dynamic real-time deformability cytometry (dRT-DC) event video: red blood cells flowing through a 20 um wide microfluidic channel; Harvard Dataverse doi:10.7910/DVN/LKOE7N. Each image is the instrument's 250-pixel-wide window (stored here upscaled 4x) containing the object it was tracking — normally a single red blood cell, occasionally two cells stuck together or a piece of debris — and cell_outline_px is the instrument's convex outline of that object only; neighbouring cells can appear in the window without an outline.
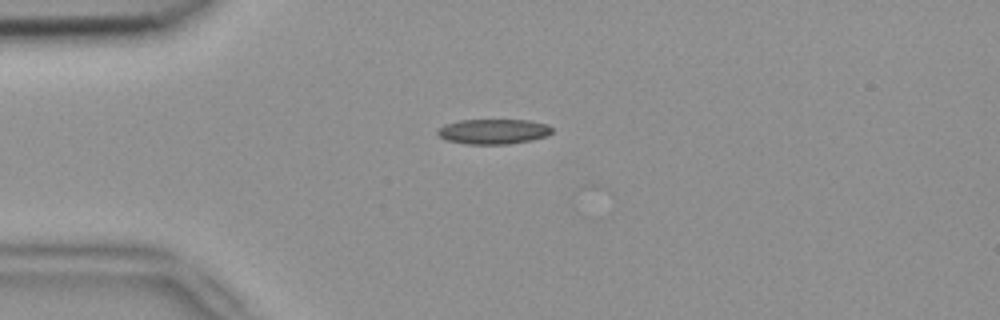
{"species": "common noctule bat (a hibernating species)", "species_latin": "Nyctalus noctula", "temperature_condition": "room temperature", "stored_images_in_passage": 6, "camera_frame_rate_fps": 3000, "um_per_image_px": 0.085, "animal": {"sex": "female", "body_mass_g": 18.4}, "frame": {"image": 1, "passage_image": 2, "time_ms": 0.333, "image_size_px": [1000, 320], "cell_outline_px": [[552, 132], [548, 136], [532, 140], [508, 144], [468, 144], [448, 140], [440, 136], [436, 132], [444, 124], [460, 120], [528, 120], [548, 124], [552, 128]], "centroid_in_image_um": [41.98, 11.17], "position_along_channel_um": 43.0, "area_um2": 16.7}}
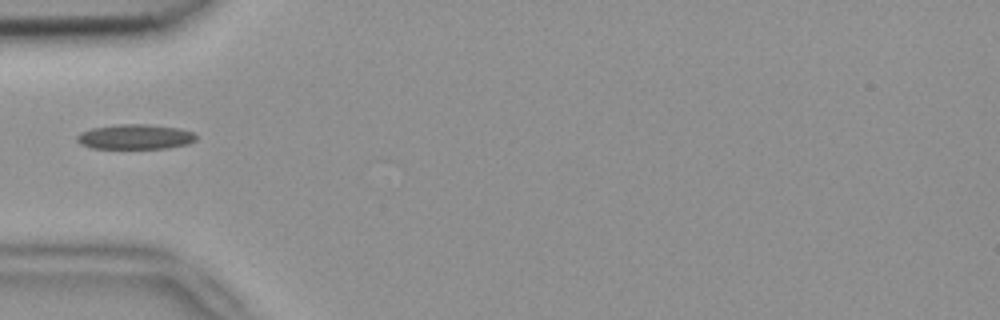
{"frame": {"image": 2, "passage_image": 3, "time_ms": 0.667, "image_size_px": [1000, 320], "cell_outline_px": [[196, 140], [188, 144], [168, 148], [92, 148], [80, 144], [76, 140], [76, 136], [80, 132], [92, 128], [120, 124], [148, 124], [180, 128], [192, 132], [196, 136]], "centroid_in_image_um": [11.49, 11.62], "position_along_channel_um": 73.5, "area_um2": 17.34}}